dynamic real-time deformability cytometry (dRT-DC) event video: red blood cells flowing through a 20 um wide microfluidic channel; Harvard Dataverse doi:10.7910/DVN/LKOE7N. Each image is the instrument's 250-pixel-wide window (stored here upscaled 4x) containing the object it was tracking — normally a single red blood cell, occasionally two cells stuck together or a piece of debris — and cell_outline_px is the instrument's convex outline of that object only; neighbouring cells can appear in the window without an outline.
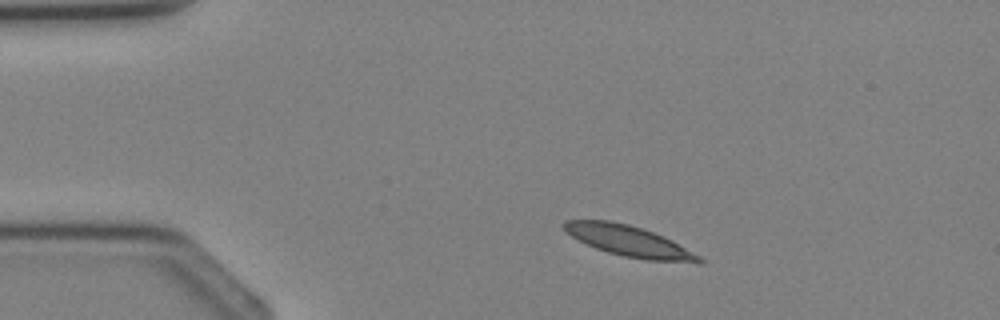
{"species": "Egyptian fruit bat (a non-hibernating species)", "species_latin": "Rousettus aegyptiacus", "temperature_condition": "cold", "stored_images_in_passage": 1, "camera_frame_rate_fps": 3000, "um_per_image_px": 0.085, "animal": {"sex": "female"}, "frame": {"image": 1, "passage_image": 1, "time_ms": 0.0, "image_size_px": [1000, 320], "cell_outline_px": [[704, 264], [696, 264], [644, 260], [624, 256], [608, 252], [596, 248], [572, 236], [564, 228], [564, 220], [608, 220], [628, 224], [652, 232], [672, 240], [700, 256], [704, 260]], "centroid_in_image_um": [53.56, 20.53], "position_along_channel_um": 31.4, "area_um2": 24.1}}